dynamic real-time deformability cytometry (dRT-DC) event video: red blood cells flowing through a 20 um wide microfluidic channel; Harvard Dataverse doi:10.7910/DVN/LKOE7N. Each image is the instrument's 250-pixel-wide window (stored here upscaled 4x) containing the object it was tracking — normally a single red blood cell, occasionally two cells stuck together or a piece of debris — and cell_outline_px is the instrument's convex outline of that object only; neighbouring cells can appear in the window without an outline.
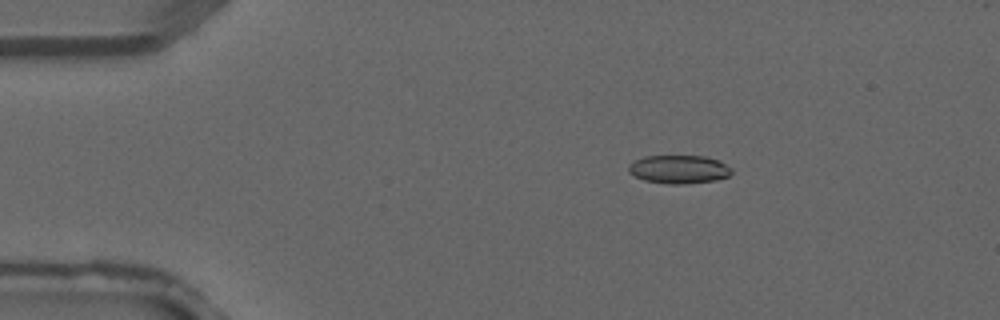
{"species": "common noctule bat (a hibernating species)", "species_latin": "Nyctalus noctula", "temperature_condition": "warm", "stored_images_in_passage": 3, "camera_frame_rate_fps": 3000, "um_per_image_px": 0.085, "animal": {"sex": "male", "forearm_length_mm": 52.5}, "frame": {"image": 1, "passage_image": 2, "time_ms": 0.333, "image_size_px": [1000, 320], "cell_outline_px": [[732, 172], [728, 176], [716, 180], [684, 184], [668, 184], [644, 180], [628, 172], [628, 164], [644, 156], [704, 156], [716, 160], [732, 168]], "centroid_in_image_um": [57.69, 14.39], "position_along_channel_um": 27.3, "area_um2": 16.94}}